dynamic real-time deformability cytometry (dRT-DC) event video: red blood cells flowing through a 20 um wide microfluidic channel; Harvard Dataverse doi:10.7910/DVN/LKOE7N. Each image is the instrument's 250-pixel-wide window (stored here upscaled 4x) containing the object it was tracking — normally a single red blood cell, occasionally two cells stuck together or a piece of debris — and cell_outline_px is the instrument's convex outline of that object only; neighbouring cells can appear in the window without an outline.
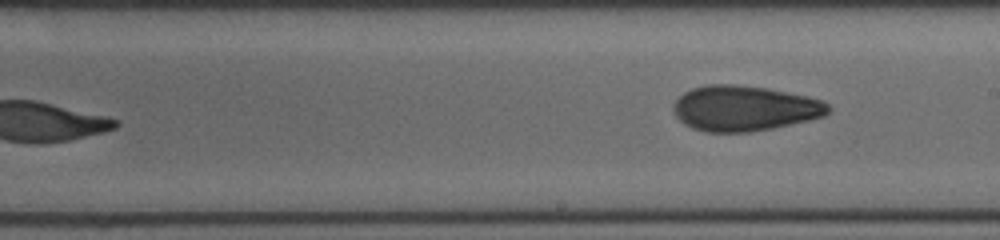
{"species": "human", "species_latin": "Homo sapiens", "temperature_condition": "cold", "stored_images_in_passage": 18, "segment_of_instrument_passage": [2, 2], "camera_frame_rate_fps": 3000, "um_per_image_px": 0.085, "donor": {"sex": "female"}, "frame": {"image": 1, "passage_image": 18, "time_ms": 9.333, "image_size_px": [1000, 240], "cell_outline_px": [[832, 108], [824, 116], [808, 120], [772, 128], [748, 132], [704, 132], [692, 128], [684, 124], [676, 116], [672, 108], [672, 104], [684, 92], [692, 88], [708, 84], [736, 84], [768, 88], [808, 96], [824, 100]], "centroid_in_image_um": [63.27, 9.2], "position_along_channel_um": 225.7, "area_um2": 41.15}}